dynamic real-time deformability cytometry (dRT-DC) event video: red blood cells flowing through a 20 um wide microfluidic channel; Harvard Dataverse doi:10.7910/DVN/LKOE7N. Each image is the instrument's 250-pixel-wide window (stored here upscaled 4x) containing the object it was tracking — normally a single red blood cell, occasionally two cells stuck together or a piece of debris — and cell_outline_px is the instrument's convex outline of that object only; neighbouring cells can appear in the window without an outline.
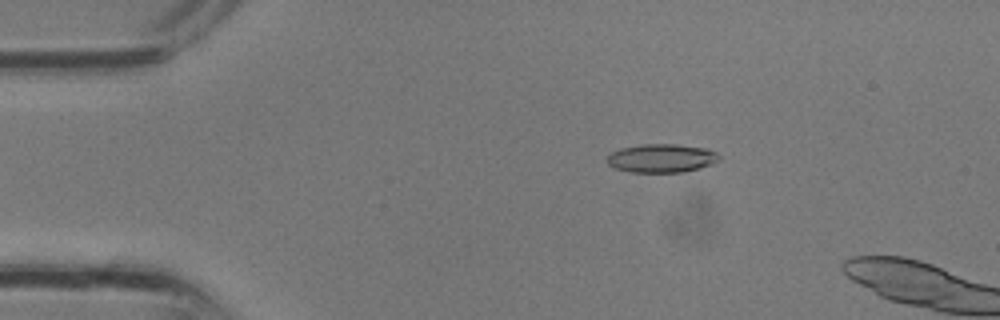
{"species": "common noctule bat (a hibernating species)", "species_latin": "Nyctalus noctula", "temperature_condition": "room temperature", "stored_images_in_passage": 7, "camera_frame_rate_fps": 3000, "um_per_image_px": 0.085, "animal": {"sex": "male", "body_mass_g": 13.3}, "frame": {"image": 1, "passage_image": 5, "time_ms": 1.333, "image_size_px": [1000, 320], "cell_outline_px": [[720, 156], [716, 160], [700, 168], [684, 172], [628, 172], [612, 168], [604, 160], [608, 152], [620, 148], [640, 144], [676, 144], [708, 148], [716, 152]], "centroid_in_image_um": [56.12, 13.44], "position_along_channel_um": 28.9, "area_um2": 18.96}}